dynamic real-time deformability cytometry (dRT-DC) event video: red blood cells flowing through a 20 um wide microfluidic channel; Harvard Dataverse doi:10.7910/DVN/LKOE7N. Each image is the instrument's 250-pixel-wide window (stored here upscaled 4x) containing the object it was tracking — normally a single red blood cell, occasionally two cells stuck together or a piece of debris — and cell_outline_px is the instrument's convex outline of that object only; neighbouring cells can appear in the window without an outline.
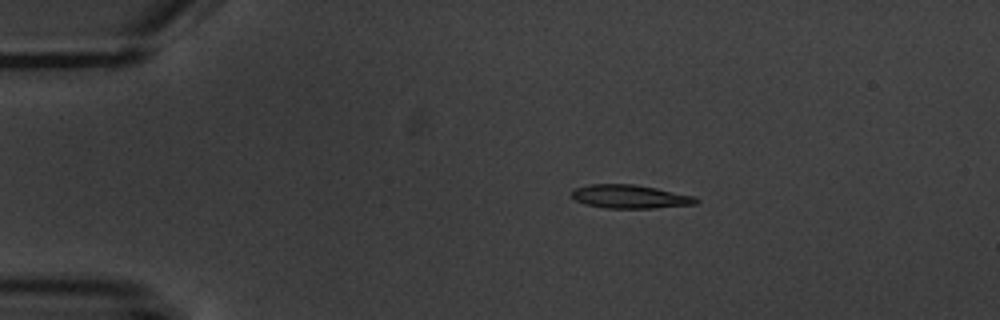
{"species": "common noctule bat (a hibernating species)", "species_latin": "Nyctalus noctula", "temperature_condition": "warm", "stored_images_in_passage": 5, "camera_frame_rate_fps": 3000, "um_per_image_px": 0.085, "animal": {"sex": "male", "body_mass_g": 20.1, "forearm_length_mm": 53.5}, "frame": {"image": 1, "passage_image": 5, "time_ms": 5.333, "image_size_px": [1000, 320], "cell_outline_px": [[700, 200], [696, 204], [652, 208], [608, 208], [584, 204], [576, 200], [572, 196], [572, 192], [576, 188], [588, 184], [632, 184], [656, 188], [696, 196]], "centroid_in_image_um": [53.58, 16.71], "position_along_channel_um": 31.4, "area_um2": 16.99}}